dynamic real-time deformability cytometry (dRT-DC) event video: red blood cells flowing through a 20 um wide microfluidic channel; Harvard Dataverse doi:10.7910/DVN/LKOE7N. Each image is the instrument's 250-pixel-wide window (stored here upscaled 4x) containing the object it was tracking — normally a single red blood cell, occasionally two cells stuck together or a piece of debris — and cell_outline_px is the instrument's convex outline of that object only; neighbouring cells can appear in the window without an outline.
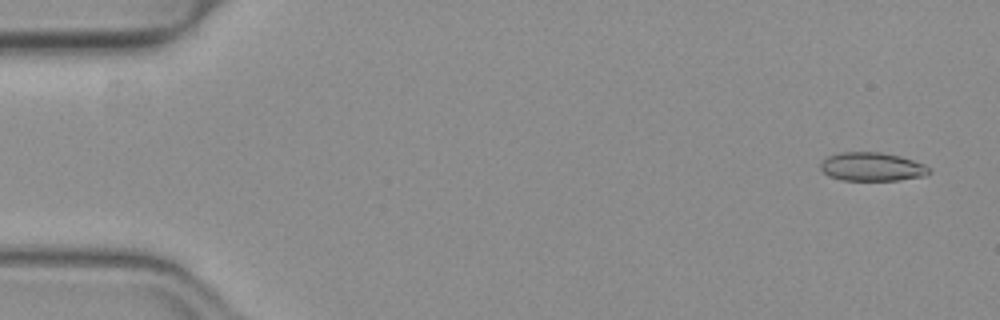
{"species": "common noctule bat (a hibernating species)", "species_latin": "Nyctalus noctula", "temperature_condition": "warm", "stored_images_in_passage": 6, "camera_frame_rate_fps": 3000, "um_per_image_px": 0.085, "animal": {"sex": "female", "body_mass_g": 19.3, "forearm_length_mm": 54.1}, "frame": {"image": 1, "passage_image": 2, "time_ms": 0.333, "image_size_px": [1000, 320], "cell_outline_px": [[932, 172], [924, 176], [900, 180], [840, 180], [828, 176], [820, 168], [820, 164], [828, 156], [840, 152], [880, 152], [900, 156], [924, 164]], "centroid_in_image_um": [74.11, 14.18], "position_along_channel_um": 10.9, "area_um2": 18.09}}
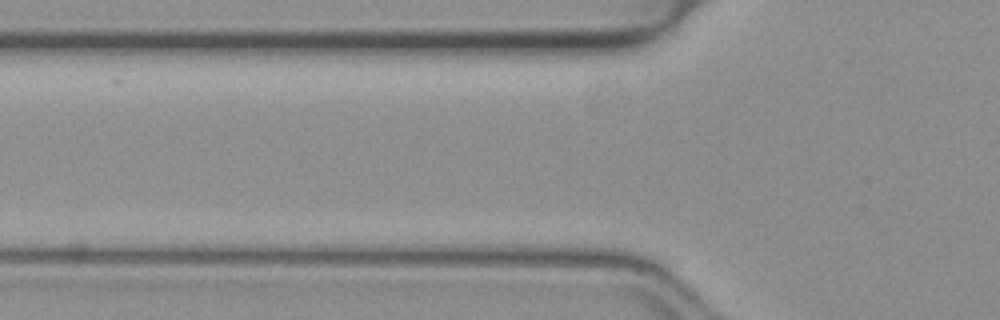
{"frame": {"image": 2, "passage_image": 6, "time_ms": 1.667, "image_size_px": [1000, 320], "cell_outline_px": [[604, 248], [596, 264], [400, 264], [396, 260], [396, 256], [416, 244], [560, 244]], "centroid_in_image_um": [42.46, 21.61], "position_along_channel_um": 83.3, "area_um2": 28.03}}